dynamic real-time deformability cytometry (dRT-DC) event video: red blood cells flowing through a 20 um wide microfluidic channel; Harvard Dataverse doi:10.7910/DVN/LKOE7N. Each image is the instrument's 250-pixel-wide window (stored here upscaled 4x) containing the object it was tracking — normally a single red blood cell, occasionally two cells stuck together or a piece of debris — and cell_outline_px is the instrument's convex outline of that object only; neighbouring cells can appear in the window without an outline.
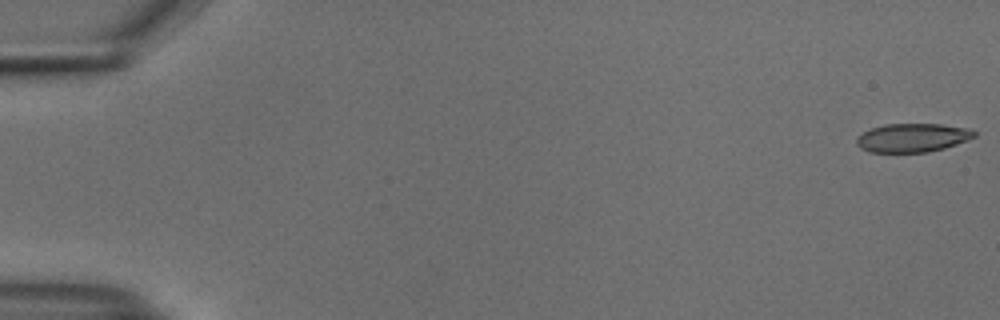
{"species": "common noctule bat (a hibernating species)", "species_latin": "Nyctalus noctula", "temperature_condition": "cold", "stored_images_in_passage": 54, "camera_frame_rate_fps": 3000, "um_per_image_px": 0.085, "animal": {"sex": "male", "body_mass_g": 18.8}, "frame": {"image": 1, "passage_image": 1, "time_ms": 0.0, "image_size_px": [1000, 320], "cell_outline_px": [[976, 136], [956, 144], [944, 148], [928, 152], [868, 152], [860, 148], [856, 144], [856, 140], [864, 132], [872, 128], [884, 124], [940, 124], [968, 128], [976, 132]], "centroid_in_image_um": [77.56, 11.71], "position_along_channel_um": 7.4, "area_um2": 19.54}}
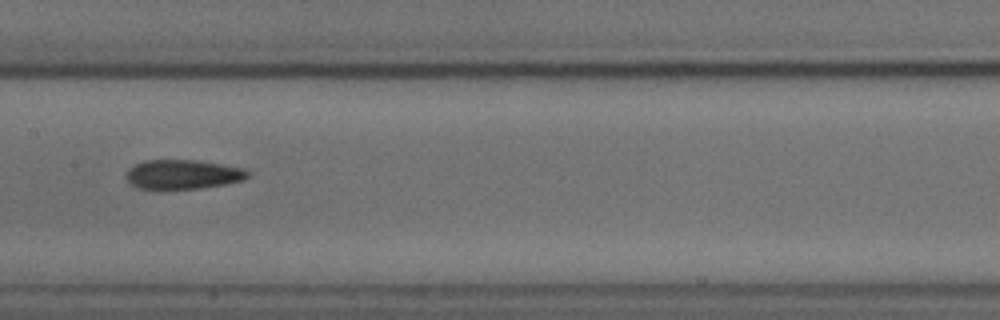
{"frame": {"image": 2, "passage_image": 28, "time_ms": 9.0, "image_size_px": [1000, 320], "cell_outline_px": [[252, 172], [244, 180], [224, 184], [200, 188], [136, 188], [128, 184], [124, 176], [128, 168], [132, 164], [144, 160], [200, 160], [244, 168]], "centroid_in_image_um": [15.5, 14.8], "position_along_channel_um": 191.9, "area_um2": 21.1}}
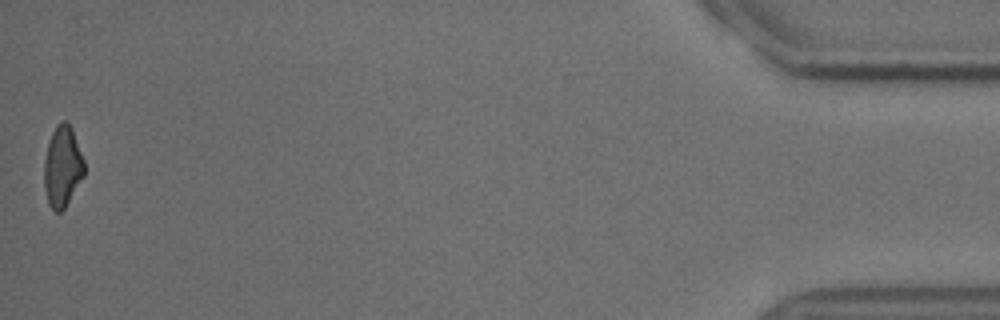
{"frame": {"image": 3, "passage_image": 54, "time_ms": 17.667, "image_size_px": [1000, 320], "cell_outline_px": [[84, 176], [64, 208], [60, 212], [56, 212], [48, 204], [44, 188], [44, 160], [48, 144], [52, 132], [56, 124], [60, 120], [64, 120], [72, 128], [84, 160]], "centroid_in_image_um": [5.3, 14.15], "position_along_channel_um": 429.9, "area_um2": 18.9}, "authors_computed_cell_mechanics": {"area_um2": 20.6057, "velocity_mm_per_s": 3.7625, "shape_relaxation_time_tau1_ms": 10.728, "shape_relaxation_time_tau2_ms": 5.328, "deformation_change_tau1": 0.2233, "deformation_change_tau2": 0.1506}}